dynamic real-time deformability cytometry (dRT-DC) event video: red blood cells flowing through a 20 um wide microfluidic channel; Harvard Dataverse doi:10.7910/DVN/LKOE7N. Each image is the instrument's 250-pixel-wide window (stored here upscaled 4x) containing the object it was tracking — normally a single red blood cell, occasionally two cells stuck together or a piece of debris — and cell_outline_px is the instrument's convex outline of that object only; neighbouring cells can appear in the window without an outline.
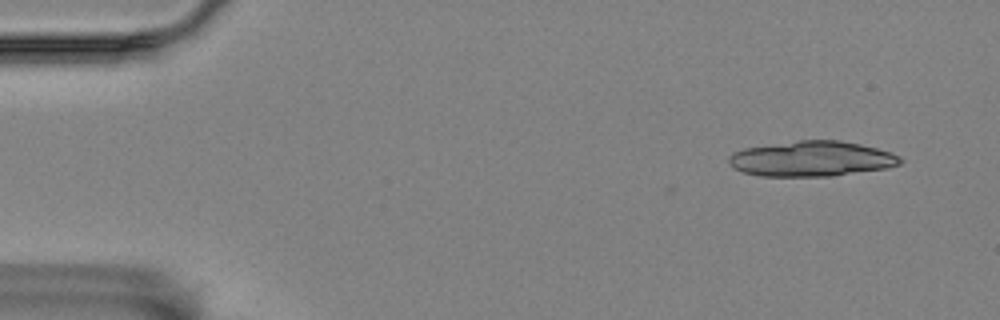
{"species": "Egyptian fruit bat (a non-hibernating species)", "species_latin": "Rousettus aegyptiacus", "temperature_condition": "room temperature", "stored_images_in_passage": 5, "camera_frame_rate_fps": 3000, "um_per_image_px": 0.085, "animal": {"sex": "female"}, "frame": {"image": 1, "passage_image": 1, "time_ms": 0.0, "image_size_px": [1000, 320], "cell_outline_px": [[904, 160], [900, 164], [888, 168], [832, 176], [760, 176], [744, 172], [732, 168], [728, 164], [728, 156], [744, 148], [800, 140], [840, 140], [860, 144], [876, 148], [900, 156]], "centroid_in_image_um": [68.99, 13.5], "position_along_channel_um": 16.0, "area_um2": 35.26}}